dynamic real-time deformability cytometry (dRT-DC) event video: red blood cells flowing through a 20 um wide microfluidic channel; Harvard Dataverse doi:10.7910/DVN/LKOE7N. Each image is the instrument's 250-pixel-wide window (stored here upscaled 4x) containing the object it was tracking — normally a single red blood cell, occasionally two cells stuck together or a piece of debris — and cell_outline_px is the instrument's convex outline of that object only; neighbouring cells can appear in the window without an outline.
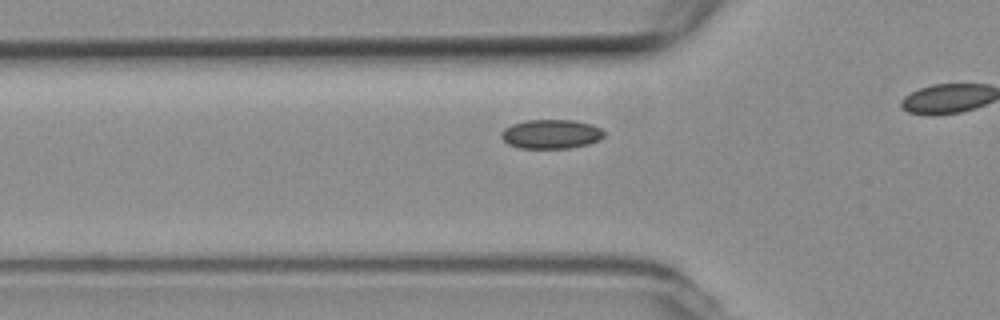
{"species": "common noctule bat (a hibernating species)", "species_latin": "Nyctalus noctula", "temperature_condition": "room temperature", "stored_images_in_passage": 41, "camera_frame_rate_fps": 3000, "um_per_image_px": 0.085, "animal": {"sex": "female", "body_mass_g": 19.3, "forearm_length_mm": 54.1}, "frame": {"image": 1, "passage_image": 15, "time_ms": 4.667, "image_size_px": [1000, 320], "cell_outline_px": [[604, 136], [600, 140], [588, 144], [568, 148], [520, 148], [508, 144], [500, 136], [500, 132], [504, 128], [512, 124], [524, 120], [572, 120], [592, 124], [600, 128], [604, 132]], "centroid_in_image_um": [46.83, 11.39], "position_along_channel_um": 79.0, "area_um2": 17.57}}
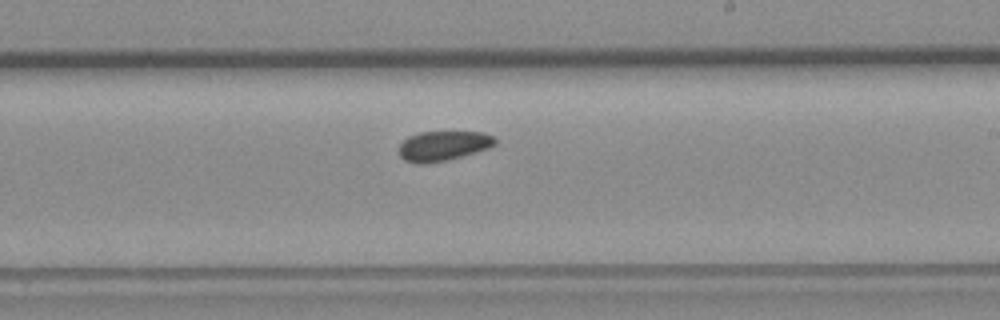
{"frame": {"image": 2, "passage_image": 29, "time_ms": 9.333, "image_size_px": [1000, 320], "cell_outline_px": [[496, 144], [488, 148], [460, 156], [444, 160], [424, 164], [416, 164], [404, 160], [400, 156], [400, 144], [408, 136], [420, 132], [484, 132], [492, 136], [496, 140]], "centroid_in_image_um": [37.65, 12.39], "position_along_channel_um": 251.4, "area_um2": 16.47}}
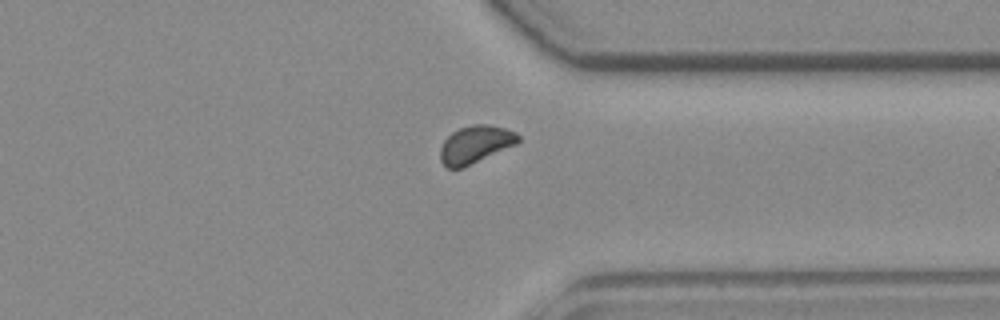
{"frame": {"image": 3, "passage_image": 39, "time_ms": 12.667, "image_size_px": [1000, 320], "cell_outline_px": [[520, 140], [516, 144], [464, 168], [448, 168], [440, 160], [440, 148], [444, 140], [452, 132], [460, 128], [472, 124], [488, 124], [504, 128], [516, 132], [520, 136]], "centroid_in_image_um": [40.4, 12.28], "position_along_channel_um": 371.0, "area_um2": 17.11}}